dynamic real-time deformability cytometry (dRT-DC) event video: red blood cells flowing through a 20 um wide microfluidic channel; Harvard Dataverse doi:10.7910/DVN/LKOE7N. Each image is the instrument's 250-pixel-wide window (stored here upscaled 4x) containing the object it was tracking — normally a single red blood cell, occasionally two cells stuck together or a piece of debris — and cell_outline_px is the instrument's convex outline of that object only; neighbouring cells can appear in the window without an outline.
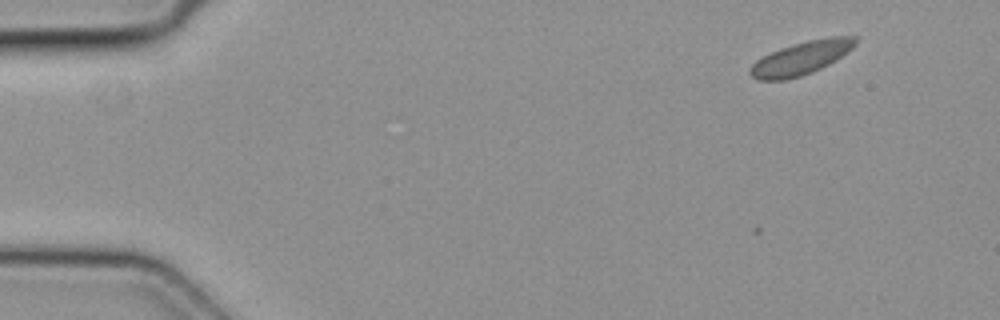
{"species": "common noctule bat (a hibernating species)", "species_latin": "Nyctalus noctula", "temperature_condition": "cold", "stored_images_in_passage": 7, "camera_frame_rate_fps": 3000, "um_per_image_px": 0.085, "animal": {"sex": "female", "body_mass_g": 19.3, "forearm_length_mm": 54.1}, "frame": {"image": 1, "passage_image": 2, "time_ms": 0.333, "image_size_px": [1000, 320], "cell_outline_px": [[856, 44], [852, 48], [836, 60], [812, 72], [800, 76], [784, 80], [756, 80], [748, 72], [748, 68], [756, 60], [780, 48], [792, 44], [808, 40], [832, 36], [856, 36]], "centroid_in_image_um": [68.07, 4.94], "position_along_channel_um": 16.9, "area_um2": 20.29}}